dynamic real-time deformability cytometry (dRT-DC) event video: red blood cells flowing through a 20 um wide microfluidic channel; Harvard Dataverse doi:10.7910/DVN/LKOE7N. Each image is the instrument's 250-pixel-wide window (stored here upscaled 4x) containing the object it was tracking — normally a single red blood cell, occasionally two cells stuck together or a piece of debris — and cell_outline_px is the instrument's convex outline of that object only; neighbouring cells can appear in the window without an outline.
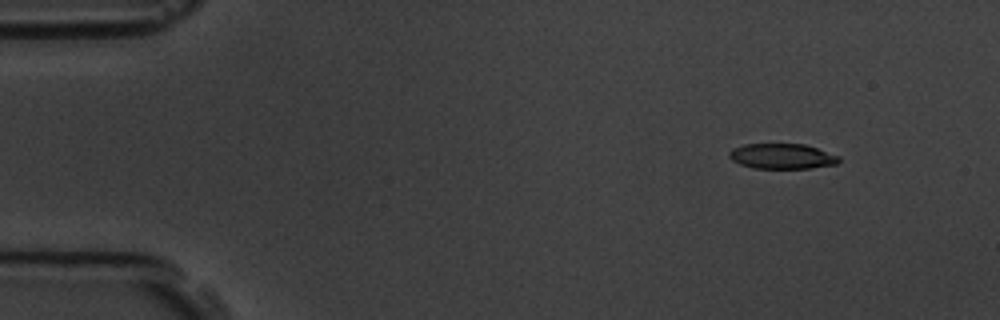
{"species": "common noctule bat (a hibernating species)", "species_latin": "Nyctalus noctula", "temperature_condition": "room temperature", "stored_images_in_passage": 5, "camera_frame_rate_fps": 3000, "um_per_image_px": 0.085, "animal": {"sex": "male", "body_mass_g": 19.5, "forearm_length_mm": 54.6}, "frame": {"image": 1, "passage_image": 1, "time_ms": 0.0, "image_size_px": [1000, 320], "cell_outline_px": [[840, 160], [836, 164], [812, 168], [752, 168], [740, 164], [732, 160], [728, 156], [728, 152], [732, 148], [744, 144], [804, 144], [840, 156]], "centroid_in_image_um": [66.45, 13.28], "position_along_channel_um": 18.6, "area_um2": 16.18}}
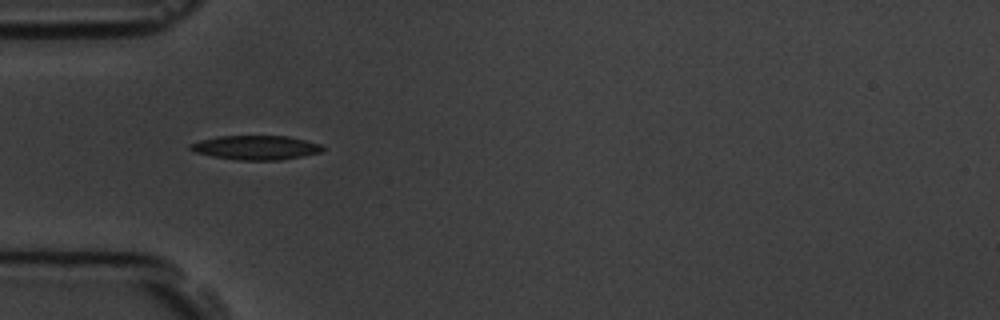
{"frame": {"image": 2, "passage_image": 4, "time_ms": 3.667, "image_size_px": [1000, 320], "cell_outline_px": [[324, 152], [280, 160], [236, 160], [212, 156], [196, 152], [188, 148], [188, 144], [200, 140], [216, 136], [288, 136], [320, 144], [324, 148]], "centroid_in_image_um": [21.73, 12.54], "position_along_channel_um": 63.3, "area_um2": 18.73}}
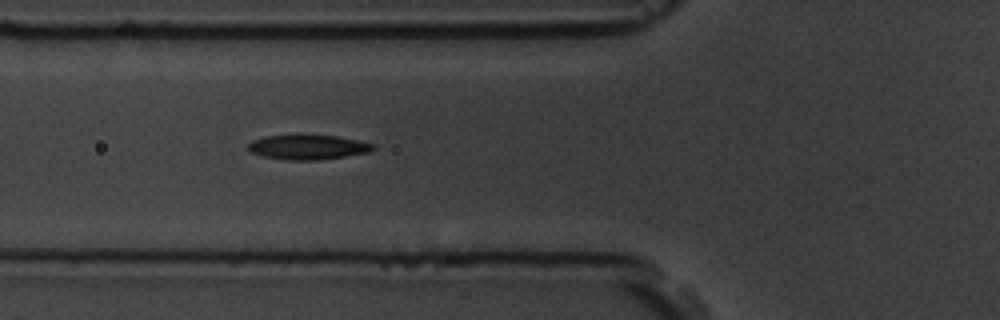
{"frame": {"image": 3, "passage_image": 5, "time_ms": 4.667, "image_size_px": [1000, 320], "cell_outline_px": [[376, 148], [368, 152], [320, 160], [284, 160], [264, 156], [252, 152], [248, 148], [248, 144], [252, 140], [264, 136], [296, 132], [300, 132], [336, 136], [376, 144]], "centroid_in_image_um": [26.14, 12.46], "position_along_channel_um": 99.7, "area_um2": 18.73}}